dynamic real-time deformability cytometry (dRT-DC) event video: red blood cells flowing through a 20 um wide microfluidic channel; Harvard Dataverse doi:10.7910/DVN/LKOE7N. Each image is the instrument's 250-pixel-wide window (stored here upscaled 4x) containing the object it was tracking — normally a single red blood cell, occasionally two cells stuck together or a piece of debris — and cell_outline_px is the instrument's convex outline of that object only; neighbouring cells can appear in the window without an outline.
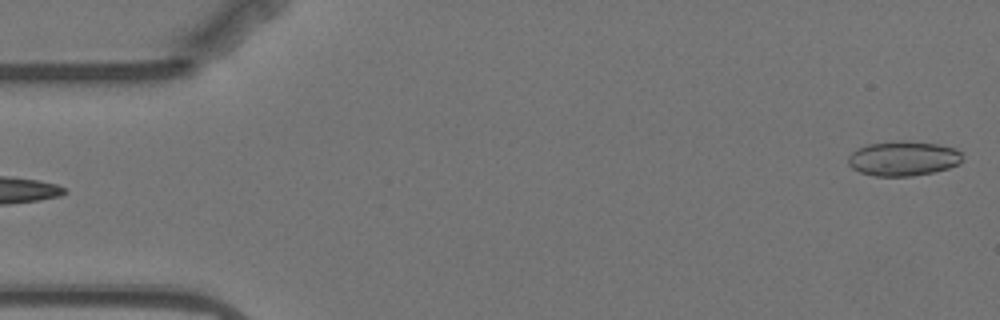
{"species": "Egyptian fruit bat (a non-hibernating species)", "species_latin": "Rousettus aegyptiacus", "temperature_condition": "warm", "stored_images_in_passage": 6, "segment_of_instrument_passage": [2, 2], "camera_frame_rate_fps": 3000, "um_per_image_px": 0.085, "animal": {"sex": "female"}, "frame": {"image": 1, "passage_image": 6, "time_ms": 6.0, "image_size_px": [1000, 320], "cell_outline_px": [[964, 160], [960, 164], [948, 168], [932, 172], [912, 176], [876, 176], [860, 172], [852, 168], [848, 164], [848, 156], [856, 148], [868, 144], [892, 140], [900, 140], [936, 144], [956, 148], [964, 156]], "centroid_in_image_um": [76.78, 13.46], "position_along_channel_um": 8.2, "area_um2": 23.41}}